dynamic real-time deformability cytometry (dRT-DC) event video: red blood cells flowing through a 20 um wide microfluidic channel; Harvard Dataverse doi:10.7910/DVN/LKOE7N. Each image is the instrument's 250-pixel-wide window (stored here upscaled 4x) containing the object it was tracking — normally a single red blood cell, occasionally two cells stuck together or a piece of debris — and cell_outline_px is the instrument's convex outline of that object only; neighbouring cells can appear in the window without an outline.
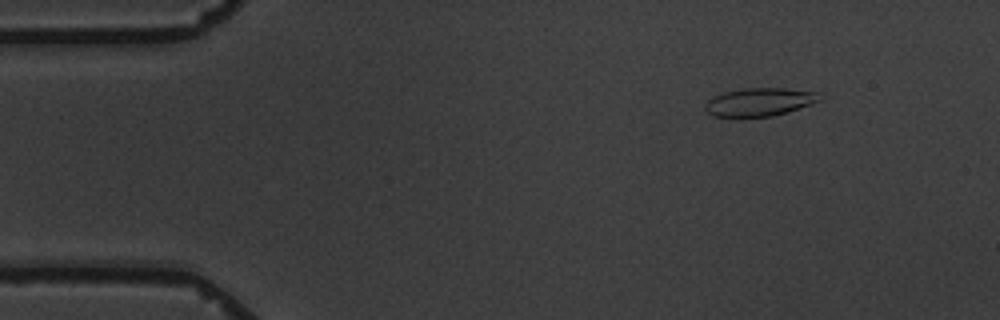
{"species": "common noctule bat (a hibernating species)", "species_latin": "Nyctalus noctula", "temperature_condition": "warm", "stored_images_in_passage": 4, "camera_frame_rate_fps": 3000, "um_per_image_px": 0.085, "animal": {"sex": "male", "body_mass_g": 19.5, "forearm_length_mm": 54.6}, "frame": {"image": 1, "passage_image": 2, "time_ms": 1.333, "image_size_px": [1000, 320], "cell_outline_px": [[824, 96], [820, 100], [788, 112], [772, 116], [712, 116], [704, 112], [704, 104], [712, 96], [724, 92], [744, 88], [784, 88], [820, 92]], "centroid_in_image_um": [64.55, 8.66], "position_along_channel_um": 20.5, "area_um2": 18.9}}
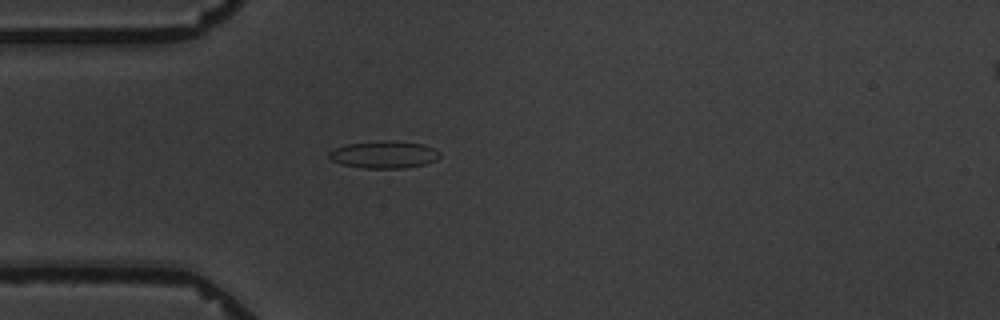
{"frame": {"image": 2, "passage_image": 4, "time_ms": 22.667, "image_size_px": [1000, 320], "cell_outline_px": [[440, 156], [436, 160], [424, 164], [404, 168], [364, 168], [340, 164], [332, 160], [328, 156], [328, 152], [332, 148], [344, 144], [380, 140], [388, 140], [420, 144], [432, 148], [440, 152]], "centroid_in_image_um": [32.57, 13.13], "position_along_channel_um": 52.4, "area_um2": 17.69}}